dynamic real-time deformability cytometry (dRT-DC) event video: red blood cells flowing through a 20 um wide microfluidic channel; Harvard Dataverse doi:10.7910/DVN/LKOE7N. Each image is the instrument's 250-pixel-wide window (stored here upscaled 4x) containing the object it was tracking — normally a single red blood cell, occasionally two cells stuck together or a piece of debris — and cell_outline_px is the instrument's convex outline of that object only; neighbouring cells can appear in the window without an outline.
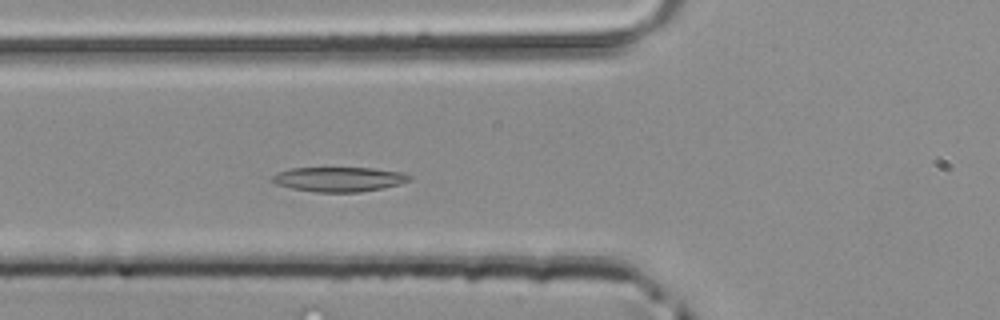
{"species": "common noctule bat (a hibernating species)", "species_latin": "Nyctalus noctula", "temperature_condition": "room temperature", "stored_images_in_passage": 44, "camera_frame_rate_fps": 3000, "um_per_image_px": 0.085, "animal": {"sex": "male", "body_mass_g": 20.4}, "frame": {"image": 1, "passage_image": 14, "time_ms": 4.333, "image_size_px": [1000, 320], "cell_outline_px": [[412, 180], [400, 184], [384, 188], [360, 192], [316, 192], [292, 188], [276, 184], [268, 180], [276, 172], [292, 168], [372, 168], [400, 172], [412, 176]], "centroid_in_image_um": [28.8, 15.24], "position_along_channel_um": 97.0, "area_um2": 19.83}}
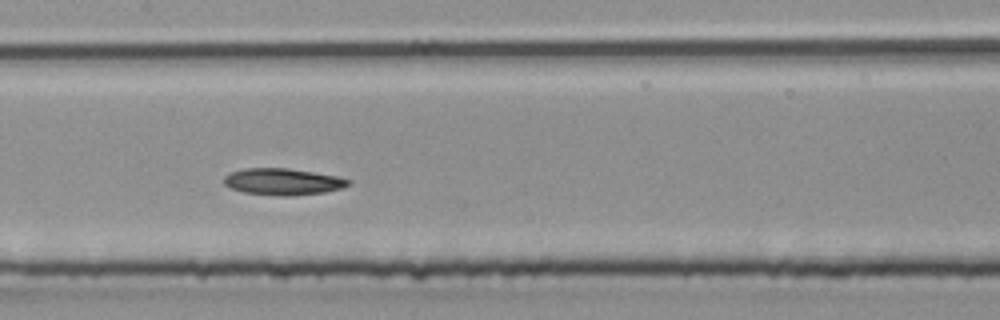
{"frame": {"image": 2, "passage_image": 20, "time_ms": 6.333, "image_size_px": [1000, 320], "cell_outline_px": [[352, 184], [340, 188], [324, 192], [288, 196], [280, 196], [244, 192], [232, 188], [224, 184], [224, 176], [228, 172], [244, 168], [288, 168], [336, 176], [352, 180]], "centroid_in_image_um": [24.03, 15.43], "position_along_channel_um": 183.4, "area_um2": 19.25}}
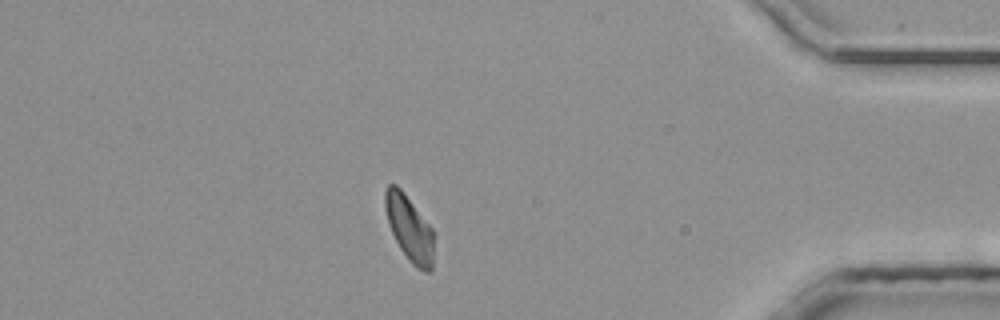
{"frame": {"image": 3, "passage_image": 38, "time_ms": 12.333, "image_size_px": [1000, 320], "cell_outline_px": [[432, 268], [428, 272], [424, 272], [416, 268], [408, 260], [400, 248], [392, 232], [388, 220], [384, 204], [384, 192], [388, 184], [396, 184], [400, 188], [432, 228]], "centroid_in_image_um": [34.77, 19.4], "position_along_channel_um": 400.4, "area_um2": 18.21}}